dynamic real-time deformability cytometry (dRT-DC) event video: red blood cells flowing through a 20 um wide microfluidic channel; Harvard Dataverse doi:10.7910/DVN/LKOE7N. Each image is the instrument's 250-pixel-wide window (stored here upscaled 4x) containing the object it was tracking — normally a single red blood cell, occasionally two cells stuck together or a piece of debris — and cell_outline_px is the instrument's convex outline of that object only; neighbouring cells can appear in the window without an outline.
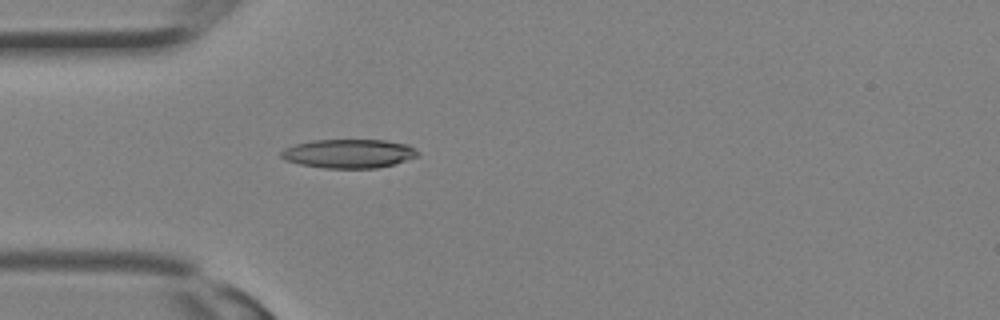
{"species": "Egyptian fruit bat (a non-hibernating species)", "species_latin": "Rousettus aegyptiacus", "temperature_condition": "room temperature", "stored_images_in_passage": 12, "camera_frame_rate_fps": 3000, "um_per_image_px": 0.085, "animal": {"sex": "female"}, "frame": {"image": 1, "passage_image": 6, "time_ms": 1.667, "image_size_px": [1000, 320], "cell_outline_px": [[420, 156], [392, 164], [376, 168], [324, 168], [300, 164], [284, 160], [280, 156], [280, 152], [284, 148], [296, 144], [312, 140], [384, 140], [408, 144], [416, 148], [420, 152]], "centroid_in_image_um": [29.66, 13.05], "position_along_channel_um": 55.3, "area_um2": 23.12}}
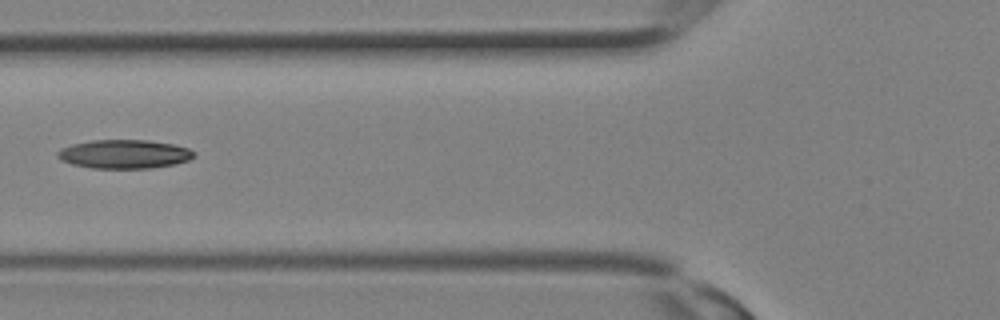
{"frame": {"image": 2, "passage_image": 9, "time_ms": 2.667, "image_size_px": [1000, 320], "cell_outline_px": [[196, 156], [188, 160], [172, 164], [148, 168], [92, 168], [72, 164], [60, 160], [56, 156], [56, 152], [60, 148], [72, 144], [92, 140], [148, 140], [172, 144], [188, 148], [196, 152]], "centroid_in_image_um": [10.53, 13.09], "position_along_channel_um": 115.3, "area_um2": 22.89}}
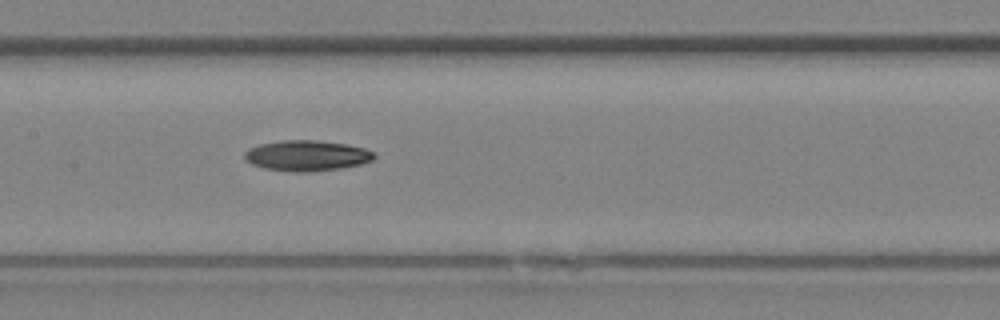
{"frame": {"image": 3, "passage_image": 12, "time_ms": 3.667, "image_size_px": [1000, 320], "cell_outline_px": [[376, 156], [372, 160], [360, 164], [340, 168], [304, 172], [292, 172], [264, 168], [252, 164], [244, 156], [244, 152], [248, 148], [260, 144], [280, 140], [316, 140], [344, 144], [364, 148], [372, 152]], "centroid_in_image_um": [26.04, 13.22], "position_along_channel_um": 181.4, "area_um2": 22.89}}